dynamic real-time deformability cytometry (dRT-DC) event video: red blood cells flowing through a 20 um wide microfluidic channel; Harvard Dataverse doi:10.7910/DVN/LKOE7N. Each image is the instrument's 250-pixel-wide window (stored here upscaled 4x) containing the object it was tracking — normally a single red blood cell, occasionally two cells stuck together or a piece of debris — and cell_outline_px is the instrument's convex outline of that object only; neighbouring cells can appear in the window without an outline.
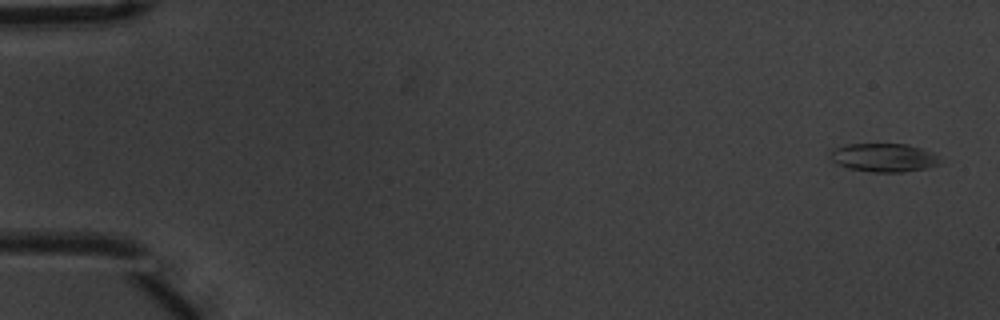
{"species": "common noctule bat (a hibernating species)", "species_latin": "Nyctalus noctula", "temperature_condition": "warm", "stored_images_in_passage": 9, "camera_frame_rate_fps": 3000, "um_per_image_px": 0.085, "animal": {"sex": "male", "body_mass_g": 20.1, "forearm_length_mm": 53.5}, "frame": {"image": 1, "passage_image": 1, "time_ms": 0.0, "image_size_px": [1000, 320], "cell_outline_px": [[944, 164], [924, 168], [900, 172], [872, 172], [848, 168], [836, 164], [828, 156], [832, 148], [844, 144], [908, 144], [932, 152], [940, 156]], "centroid_in_image_um": [75.12, 13.39], "position_along_channel_um": 9.9, "area_um2": 18.55}}
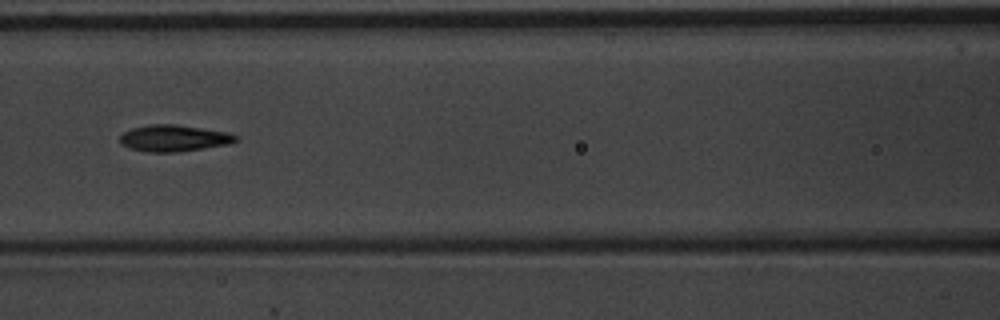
{"frame": {"image": 2, "passage_image": 7, "time_ms": 2.0, "image_size_px": [1000, 320], "cell_outline_px": [[240, 140], [228, 144], [176, 152], [148, 152], [132, 148], [120, 144], [120, 136], [124, 132], [132, 128], [148, 124], [176, 124], [228, 132], [240, 136]], "centroid_in_image_um": [14.81, 11.73], "position_along_channel_um": 151.8, "area_um2": 17.92}}
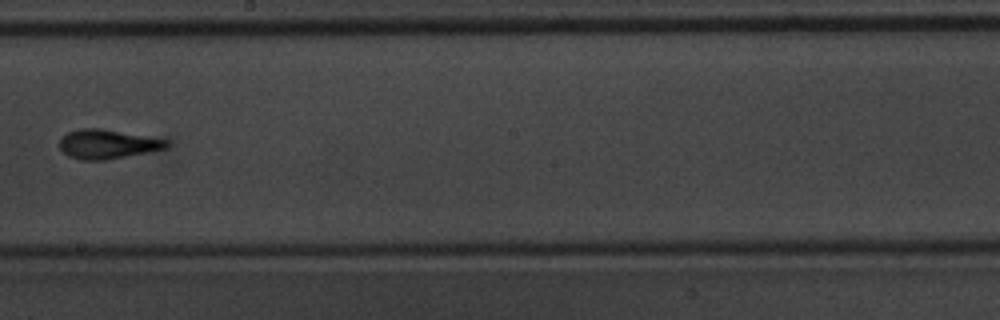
{"frame": {"image": 3, "passage_image": 9, "time_ms": 2.667, "image_size_px": [1000, 320], "cell_outline_px": [[168, 144], [164, 148], [148, 152], [104, 160], [80, 160], [68, 156], [60, 148], [60, 140], [68, 132], [80, 128], [100, 128], [168, 140]], "centroid_in_image_um": [9.09, 12.25], "position_along_channel_um": 239.1, "area_um2": 17.92}}